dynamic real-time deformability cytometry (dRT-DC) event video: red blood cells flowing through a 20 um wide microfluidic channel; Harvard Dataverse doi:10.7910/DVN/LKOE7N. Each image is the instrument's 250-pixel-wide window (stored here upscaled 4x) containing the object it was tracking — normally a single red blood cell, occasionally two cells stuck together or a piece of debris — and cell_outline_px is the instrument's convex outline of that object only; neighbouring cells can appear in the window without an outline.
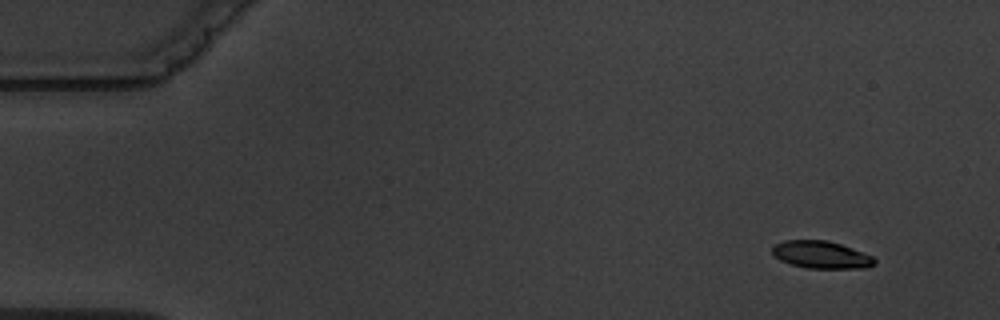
{"species": "common noctule bat (a hibernating species)", "species_latin": "Nyctalus noctula", "temperature_condition": "warm", "stored_images_in_passage": 8, "camera_frame_rate_fps": 3000, "um_per_image_px": 0.085, "animal": {"sex": "male", "body_mass_g": 19.5, "forearm_length_mm": 54.6}, "frame": {"image": 1, "passage_image": 1, "time_ms": 0.0, "image_size_px": [1000, 320], "cell_outline_px": [[876, 264], [868, 268], [808, 268], [792, 264], [780, 260], [772, 252], [772, 248], [776, 244], [784, 240], [828, 240], [852, 248], [872, 256], [876, 260]], "centroid_in_image_um": [69.83, 21.65], "position_along_channel_um": 15.2, "area_um2": 16.24}}
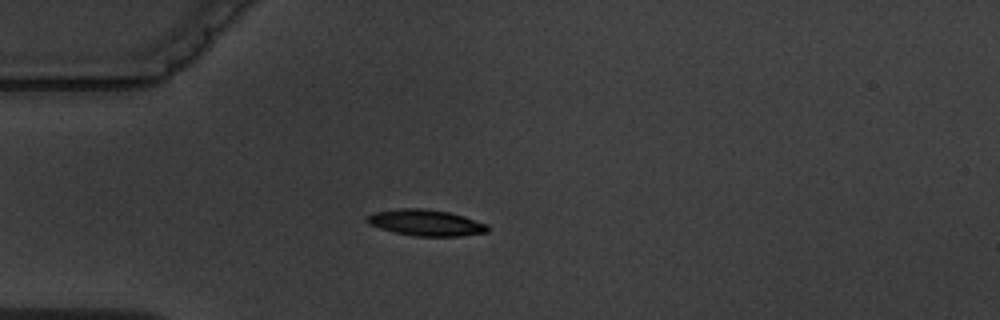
{"frame": {"image": 2, "passage_image": 4, "time_ms": 3.667, "image_size_px": [1000, 320], "cell_outline_px": [[488, 232], [460, 236], [412, 236], [392, 232], [380, 228], [364, 220], [368, 216], [376, 212], [400, 208], [420, 208], [448, 212], [464, 216], [488, 224]], "centroid_in_image_um": [36.22, 18.94], "position_along_channel_um": 48.8, "area_um2": 18.32}}
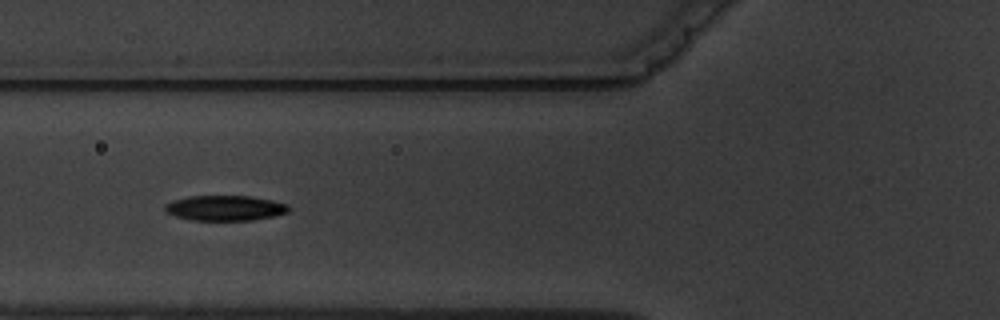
{"frame": {"image": 3, "passage_image": 6, "time_ms": 5.667, "image_size_px": [1000, 320], "cell_outline_px": [[292, 208], [288, 212], [272, 216], [252, 220], [188, 220], [164, 212], [164, 204], [172, 200], [188, 196], [248, 196], [272, 200], [288, 204]], "centroid_in_image_um": [19.1, 17.68], "position_along_channel_um": 106.7, "area_um2": 18.32}}